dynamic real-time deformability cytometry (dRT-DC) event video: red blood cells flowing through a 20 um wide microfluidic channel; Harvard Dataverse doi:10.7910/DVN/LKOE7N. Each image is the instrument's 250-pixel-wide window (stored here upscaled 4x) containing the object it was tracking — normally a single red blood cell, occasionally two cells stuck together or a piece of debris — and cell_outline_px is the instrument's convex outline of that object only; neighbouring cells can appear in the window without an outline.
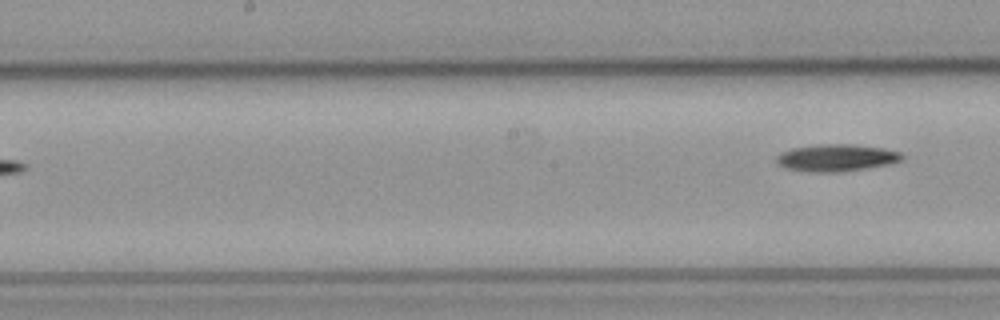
{"species": "common noctule bat (a hibernating species)", "species_latin": "Nyctalus noctula", "temperature_condition": "cold", "stored_images_in_passage": 6, "segment_of_instrument_passage": [2, 2], "camera_frame_rate_fps": 3000, "um_per_image_px": 0.085, "animal": {"sex": "male", "body_mass_g": 23.1, "forearm_length_mm": 52.7}, "frame": {"image": 1, "passage_image": 6, "time_ms": 1.667, "image_size_px": [1000, 320], "cell_outline_px": [[904, 160], [892, 164], [840, 172], [808, 172], [784, 168], [776, 160], [776, 156], [780, 152], [792, 148], [816, 144], [852, 144], [884, 148], [900, 152], [904, 156]], "centroid_in_image_um": [71.11, 13.41], "position_along_channel_um": 177.1, "area_um2": 20.11}}